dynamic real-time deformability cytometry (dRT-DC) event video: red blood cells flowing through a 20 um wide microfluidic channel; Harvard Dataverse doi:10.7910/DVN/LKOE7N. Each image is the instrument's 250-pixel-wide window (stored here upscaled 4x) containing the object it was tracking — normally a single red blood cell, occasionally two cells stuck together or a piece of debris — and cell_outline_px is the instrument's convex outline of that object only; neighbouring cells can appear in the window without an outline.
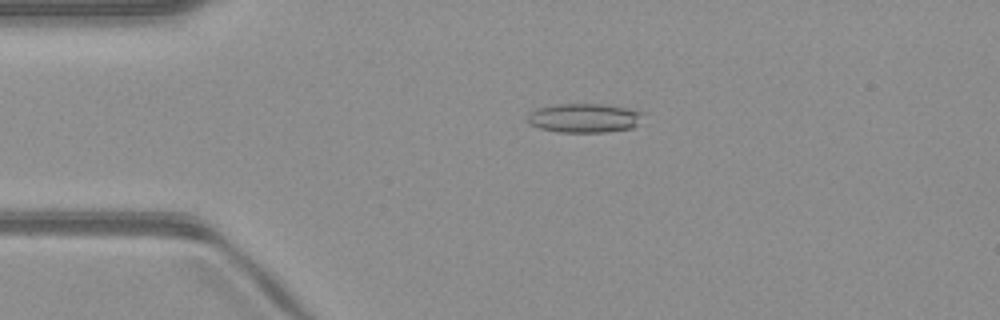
{"species": "common noctule bat (a hibernating species)", "species_latin": "Nyctalus noctula", "temperature_condition": "warm", "stored_images_in_passage": 50, "camera_frame_rate_fps": 3000, "um_per_image_px": 0.085, "animal": {"sex": "male", "body_mass_g": 23.1, "forearm_length_mm": 52.7}, "frame": {"image": 1, "passage_image": 11, "time_ms": 3.333, "image_size_px": [1000, 320], "cell_outline_px": [[644, 112], [636, 124], [632, 128], [608, 132], [556, 132], [540, 128], [528, 124], [524, 120], [528, 112], [536, 108], [556, 104], [600, 104], [628, 108]], "centroid_in_image_um": [49.57, 10.03], "position_along_channel_um": 35.4, "area_um2": 19.83}}
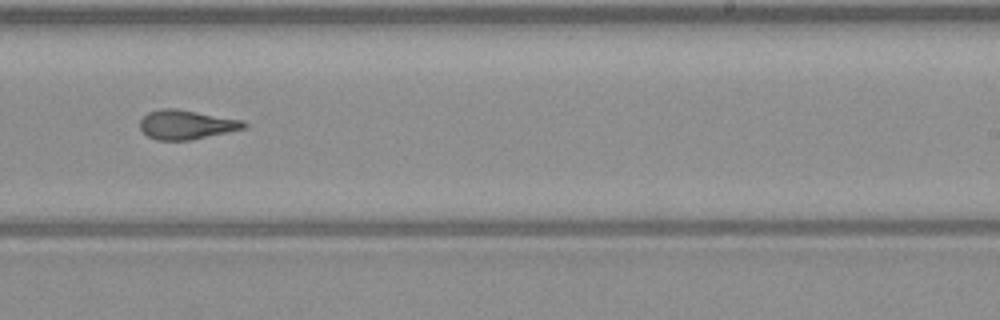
{"frame": {"image": 2, "passage_image": 31, "time_ms": 10.0, "image_size_px": [1000, 320], "cell_outline_px": [[248, 128], [188, 140], [156, 140], [148, 136], [140, 128], [140, 120], [148, 112], [160, 108], [176, 108], [244, 120], [248, 124]], "centroid_in_image_um": [15.86, 10.58], "position_along_channel_um": 273.1, "area_um2": 17.8}}
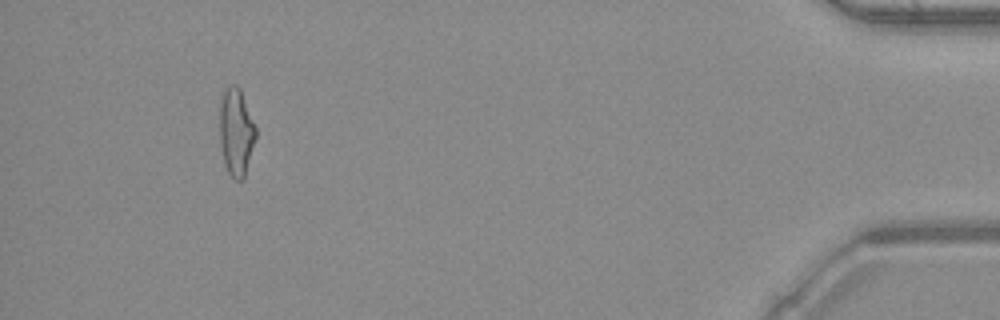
{"frame": {"image": 3, "passage_image": 47, "time_ms": 15.333, "image_size_px": [1000, 320], "cell_outline_px": [[256, 136], [244, 180], [236, 180], [228, 172], [224, 164], [220, 144], [220, 100], [224, 88], [228, 84], [236, 84], [240, 88], [256, 128]], "centroid_in_image_um": [20.06, 11.2], "position_along_channel_um": 415.1, "area_um2": 18.55}, "authors_computed_cell_mechanics": {"area_um2": 18.3804, "velocity_mm_per_s": 4.0758, "shape_relaxation_time_tau1_ms": 10.0648, "shape_relaxation_time_tau2_ms": 2.126, "deformation_change_tau1": 0.2775, "deformation_change_tau2": 0.1146}}